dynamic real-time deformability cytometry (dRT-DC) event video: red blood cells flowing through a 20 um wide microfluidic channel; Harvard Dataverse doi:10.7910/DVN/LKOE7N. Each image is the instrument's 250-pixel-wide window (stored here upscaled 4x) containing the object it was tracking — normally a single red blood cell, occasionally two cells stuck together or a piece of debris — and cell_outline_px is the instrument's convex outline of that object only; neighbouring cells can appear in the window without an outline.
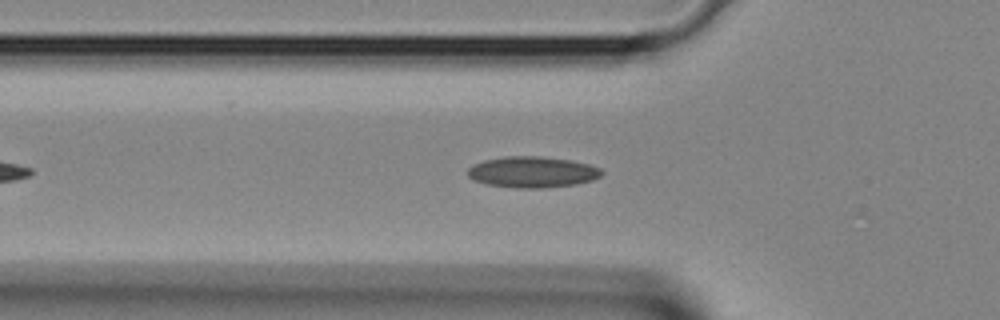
{"species": "Egyptian fruit bat (a non-hibernating species)", "species_latin": "Rousettus aegyptiacus", "temperature_condition": "room temperature", "stored_images_in_passage": 14, "camera_frame_rate_fps": 3000, "um_per_image_px": 0.085, "animal": {"sex": "female"}, "frame": {"image": 1, "passage_image": 5, "time_ms": 1.333, "image_size_px": [1000, 320], "cell_outline_px": [[604, 172], [600, 176], [592, 180], [576, 184], [544, 188], [516, 188], [488, 184], [472, 180], [468, 176], [468, 168], [472, 164], [484, 160], [504, 156], [540, 156], [572, 160], [588, 164], [600, 168]], "centroid_in_image_um": [45.24, 14.62], "position_along_channel_um": 80.6, "area_um2": 24.39}}
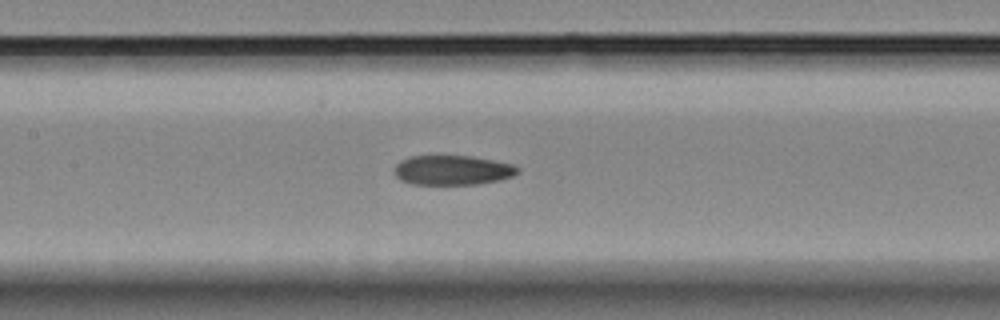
{"frame": {"image": 2, "passage_image": 10, "time_ms": 3.0, "image_size_px": [1000, 320], "cell_outline_px": [[520, 172], [512, 176], [500, 180], [476, 184], [412, 184], [400, 180], [396, 176], [396, 164], [400, 160], [412, 156], [472, 156], [512, 164], [520, 168]], "centroid_in_image_um": [38.48, 14.46], "position_along_channel_um": 168.9, "area_um2": 21.21}}
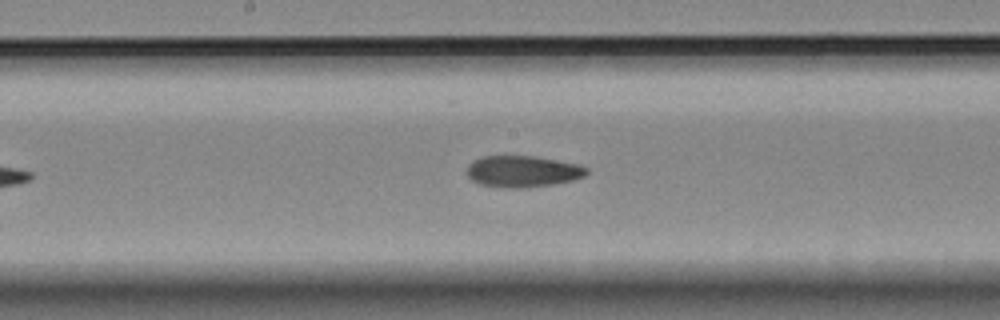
{"frame": {"image": 3, "passage_image": 12, "time_ms": 3.667, "image_size_px": [1000, 320], "cell_outline_px": [[588, 172], [584, 176], [572, 180], [552, 184], [512, 188], [480, 184], [472, 180], [468, 176], [468, 164], [472, 160], [480, 156], [532, 156], [580, 164], [588, 168]], "centroid_in_image_um": [44.42, 14.55], "position_along_channel_um": 203.8, "area_um2": 21.68}}